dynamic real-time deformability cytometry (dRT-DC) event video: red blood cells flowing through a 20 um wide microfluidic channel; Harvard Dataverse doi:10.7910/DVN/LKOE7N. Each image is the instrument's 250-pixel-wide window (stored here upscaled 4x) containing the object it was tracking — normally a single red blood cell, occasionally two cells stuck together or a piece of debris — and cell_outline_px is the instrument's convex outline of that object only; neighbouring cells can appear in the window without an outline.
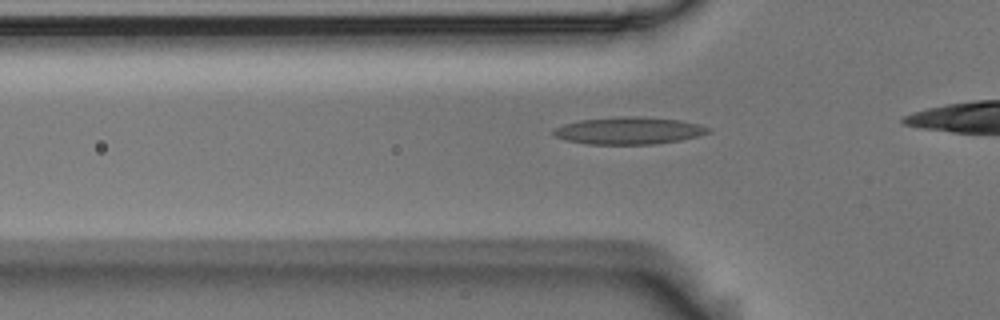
{"species": "Egyptian fruit bat (a non-hibernating species)", "species_latin": "Rousettus aegyptiacus", "temperature_condition": "room temperature", "stored_images_in_passage": 34, "camera_frame_rate_fps": 3000, "um_per_image_px": 0.085, "animal": {"sex": "male"}, "frame": {"image": 1, "passage_image": 8, "time_ms": 2.333, "image_size_px": [1000, 320], "cell_outline_px": [[712, 132], [680, 140], [656, 144], [588, 144], [564, 140], [556, 136], [552, 132], [556, 128], [564, 124], [580, 120], [620, 116], [640, 116], [680, 120], [712, 128]], "centroid_in_image_um": [53.46, 11.1], "position_along_channel_um": 72.3, "area_um2": 24.51}}
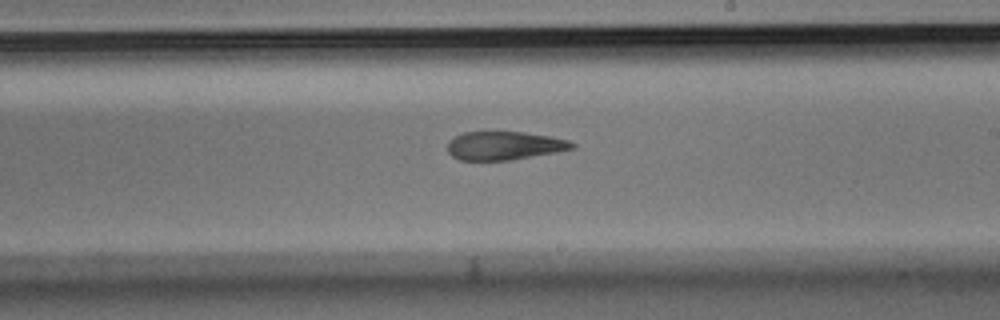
{"frame": {"image": 2, "passage_image": 22, "time_ms": 7.0, "image_size_px": [1000, 320], "cell_outline_px": [[576, 144], [572, 148], [556, 152], [512, 160], [460, 160], [452, 156], [448, 152], [448, 140], [464, 132], [524, 132], [552, 136], [568, 140]], "centroid_in_image_um": [42.86, 12.38], "position_along_channel_um": 246.1, "area_um2": 20.63}}
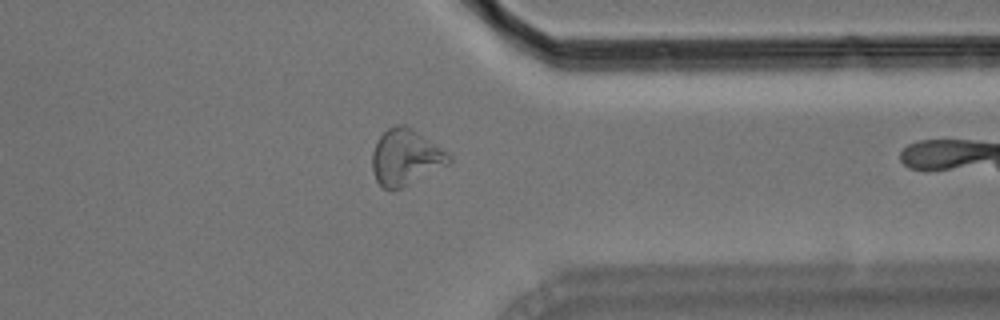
{"frame": {"image": 3, "passage_image": 33, "time_ms": 10.667, "image_size_px": [1000, 320], "cell_outline_px": [[452, 164], [392, 192], [384, 188], [376, 180], [372, 172], [372, 152], [380, 136], [388, 128], [396, 124], [404, 124], [448, 152], [452, 156]], "centroid_in_image_um": [34.49, 13.4], "position_along_channel_um": 376.9, "area_um2": 25.14}}